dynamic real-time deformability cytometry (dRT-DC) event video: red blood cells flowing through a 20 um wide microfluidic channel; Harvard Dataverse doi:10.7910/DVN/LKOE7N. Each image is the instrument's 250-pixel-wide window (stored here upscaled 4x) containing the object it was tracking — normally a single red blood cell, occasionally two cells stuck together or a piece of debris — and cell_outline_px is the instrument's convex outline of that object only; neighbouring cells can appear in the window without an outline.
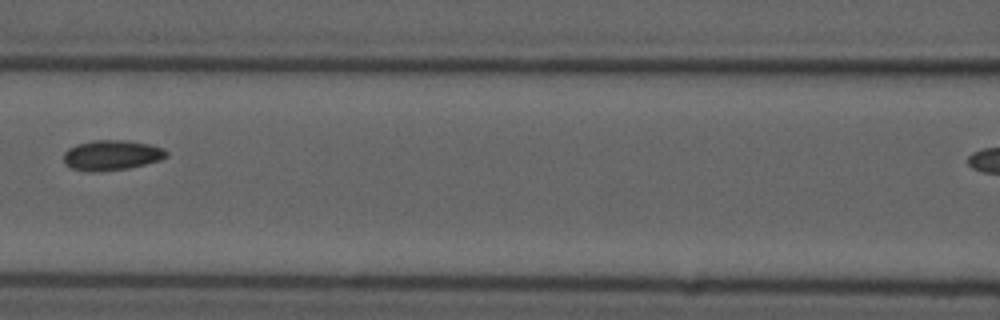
{"species": "common noctule bat (a hibernating species)", "species_latin": "Nyctalus noctula", "temperature_condition": "cold", "stored_images_in_passage": 7, "camera_frame_rate_fps": 3000, "um_per_image_px": 0.085, "animal": {"sex": "male", "forearm_length_mm": 52.5}, "frame": {"image": 1, "passage_image": 3, "time_ms": 2.667, "image_size_px": [1000, 320], "cell_outline_px": [[168, 156], [160, 160], [128, 168], [100, 172], [84, 172], [72, 168], [64, 160], [64, 152], [68, 148], [76, 144], [92, 140], [128, 140], [148, 144], [164, 148], [168, 152]], "centroid_in_image_um": [9.49, 13.19], "position_along_channel_um": 157.1, "area_um2": 18.21}}
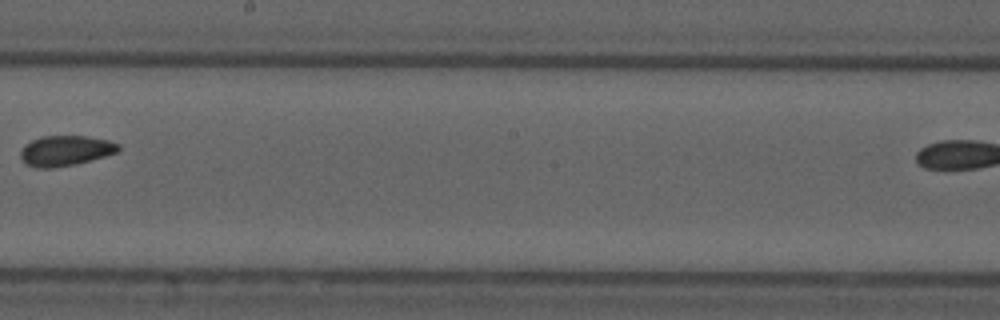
{"frame": {"image": 2, "passage_image": 5, "time_ms": 5.0, "image_size_px": [1000, 320], "cell_outline_px": [[120, 148], [116, 152], [104, 156], [76, 164], [52, 168], [36, 168], [24, 164], [20, 156], [20, 152], [24, 144], [32, 140], [44, 136], [88, 136], [108, 140], [120, 144]], "centroid_in_image_um": [5.53, 12.81], "position_along_channel_um": 242.7, "area_um2": 17.34}}
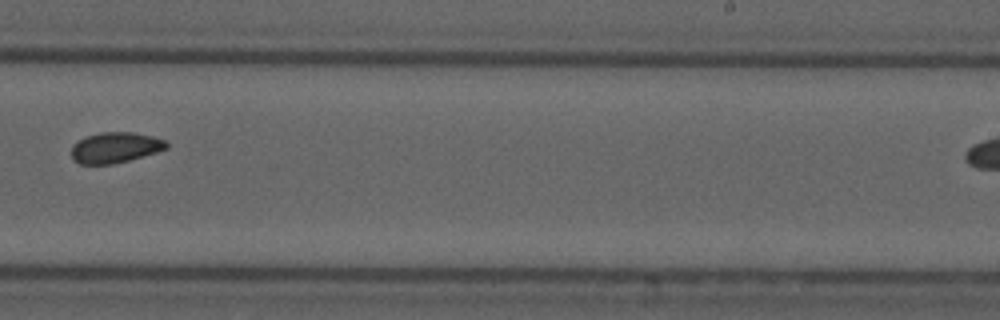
{"frame": {"image": 3, "passage_image": 6, "time_ms": 6.0, "image_size_px": [1000, 320], "cell_outline_px": [[168, 148], [156, 152], [128, 160], [112, 164], [80, 164], [72, 160], [72, 144], [84, 136], [100, 132], [132, 132], [152, 136], [164, 140], [168, 144]], "centroid_in_image_um": [9.75, 12.53], "position_along_channel_um": 279.2, "area_um2": 16.99}}